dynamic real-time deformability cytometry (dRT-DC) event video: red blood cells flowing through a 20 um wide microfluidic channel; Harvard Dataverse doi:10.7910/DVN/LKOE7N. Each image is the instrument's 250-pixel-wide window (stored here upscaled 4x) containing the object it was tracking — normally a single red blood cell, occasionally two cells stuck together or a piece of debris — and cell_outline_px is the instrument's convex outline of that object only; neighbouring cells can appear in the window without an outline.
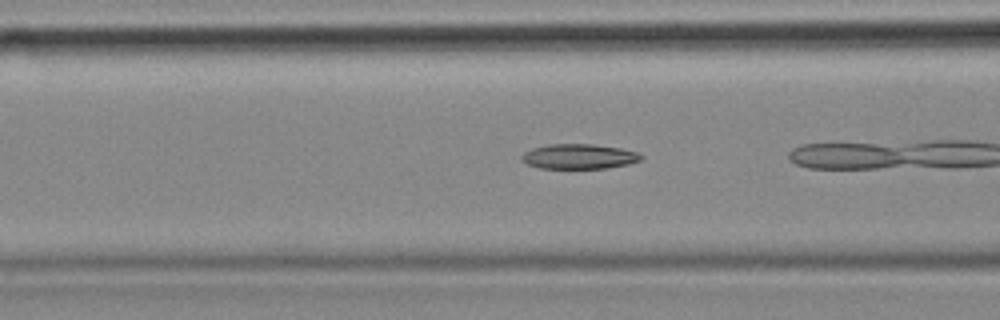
{"species": "common noctule bat (a hibernating species)", "species_latin": "Nyctalus noctula", "temperature_condition": "cold", "stored_images_in_passage": 6, "camera_frame_rate_fps": 3000, "um_per_image_px": 0.085, "animal": {"sex": "female", "body_mass_g": 18.4}, "frame": {"image": 1, "passage_image": 4, "time_ms": 1.0, "image_size_px": [1000, 320], "cell_outline_px": [[644, 156], [640, 160], [628, 164], [608, 168], [540, 168], [528, 164], [520, 160], [520, 156], [524, 152], [532, 148], [548, 144], [592, 144], [620, 148], [636, 152]], "centroid_in_image_um": [49.18, 13.3], "position_along_channel_um": 117.4, "area_um2": 17.34}}